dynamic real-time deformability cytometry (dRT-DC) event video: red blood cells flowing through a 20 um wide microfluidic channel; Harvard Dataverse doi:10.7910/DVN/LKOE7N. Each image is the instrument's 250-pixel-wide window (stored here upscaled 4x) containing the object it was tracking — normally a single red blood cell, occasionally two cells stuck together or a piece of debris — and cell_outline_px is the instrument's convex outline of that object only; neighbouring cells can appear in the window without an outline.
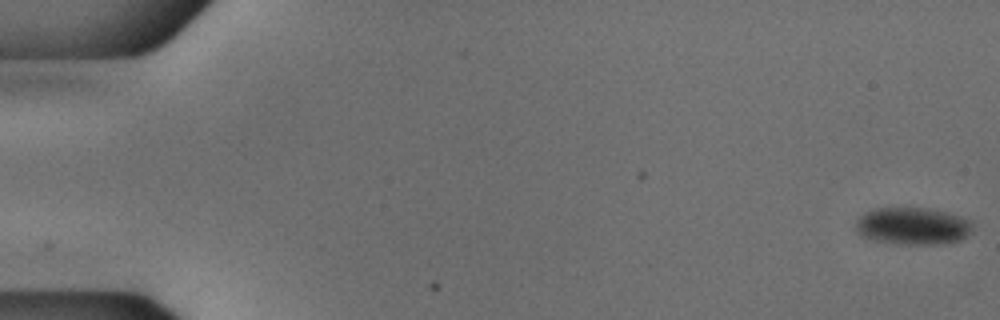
{"species": "common noctule bat (a hibernating species)", "species_latin": "Nyctalus noctula", "temperature_condition": "cold", "stored_images_in_passage": 54, "camera_frame_rate_fps": 3000, "um_per_image_px": 0.085, "animal": {"sex": "male", "body_mass_g": 18.8}, "frame": {"image": 1, "passage_image": 1, "time_ms": 0.0, "image_size_px": [1000, 320], "cell_outline_px": [[972, 232], [960, 240], [944, 244], [896, 244], [876, 240], [864, 236], [856, 228], [856, 220], [864, 212], [876, 208], [928, 208], [948, 212], [972, 220]], "centroid_in_image_um": [77.63, 19.21], "position_along_channel_um": 7.4, "area_um2": 25.43}}
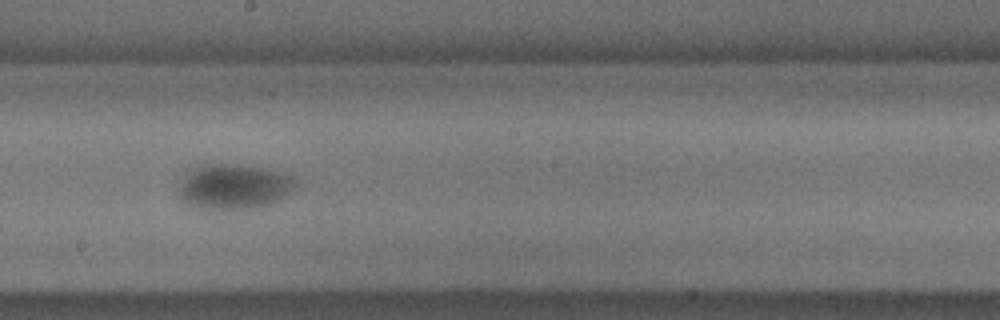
{"frame": {"image": 2, "passage_image": 31, "time_ms": 10.0, "image_size_px": [1000, 320], "cell_outline_px": [[296, 184], [292, 192], [276, 200], [256, 208], [204, 208], [188, 204], [180, 200], [180, 184], [184, 176], [192, 168], [204, 164], [236, 164], [268, 168], [292, 176], [296, 180]], "centroid_in_image_um": [19.89, 15.83], "position_along_channel_um": 228.3, "area_um2": 30.4}}
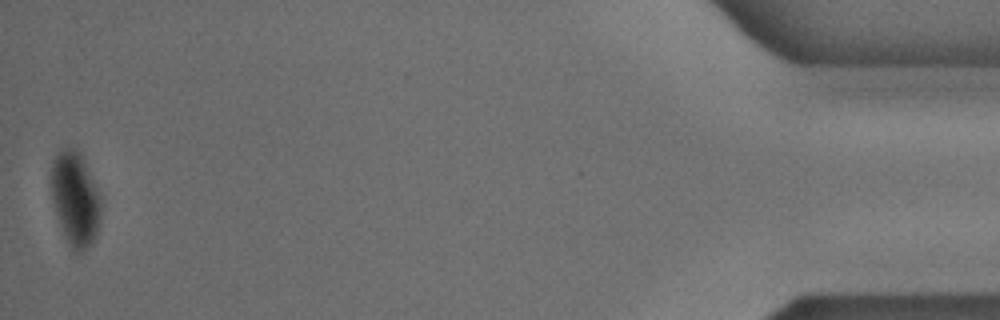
{"frame": {"image": 3, "passage_image": 54, "time_ms": 17.667, "image_size_px": [1000, 320], "cell_outline_px": [[100, 220], [96, 236], [92, 244], [84, 252], [72, 252], [64, 236], [52, 200], [52, 160], [56, 152], [64, 148], [76, 148], [80, 152], [84, 160], [100, 196]], "centroid_in_image_um": [6.4, 16.93], "position_along_channel_um": 428.8, "area_um2": 27.28}, "authors_computed_cell_mechanics": {"area_um2": 28.6399, "velocity_mm_per_s": 3.7497, "shape_relaxation_time_tau1_ms": 9.1674, "shape_relaxation_time_tau2_ms": 2.8228, "deformation_change_tau1": 0.1178, "deformation_change_tau2": 0.0211}}